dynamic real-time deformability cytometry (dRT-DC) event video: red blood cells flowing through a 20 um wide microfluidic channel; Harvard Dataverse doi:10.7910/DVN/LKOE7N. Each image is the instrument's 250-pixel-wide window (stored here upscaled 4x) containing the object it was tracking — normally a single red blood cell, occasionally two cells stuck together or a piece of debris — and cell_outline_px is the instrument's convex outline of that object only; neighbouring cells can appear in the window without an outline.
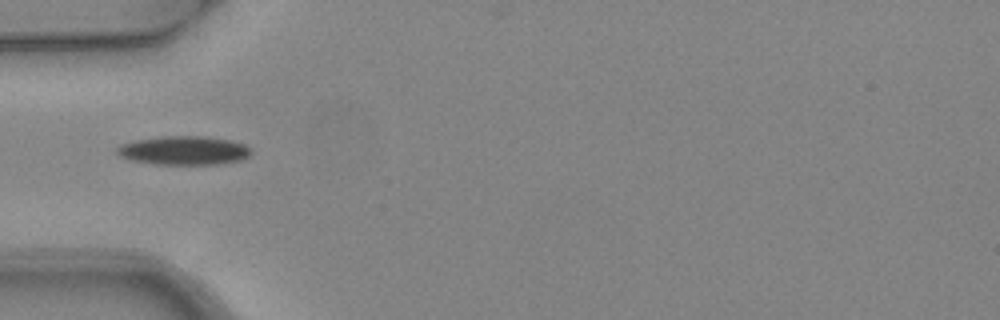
{"species": "common noctule bat (a hibernating species)", "species_latin": "Nyctalus noctula", "temperature_condition": "warm", "stored_images_in_passage": 4, "camera_frame_rate_fps": 3000, "um_per_image_px": 0.085, "animal": {"sex": "female", "body_mass_g": 24.6, "forearm_length_mm": 56.2}, "frame": {"image": 1, "passage_image": 3, "time_ms": 0.667, "image_size_px": [1000, 320], "cell_outline_px": [[252, 152], [248, 156], [240, 160], [216, 164], [156, 164], [132, 160], [120, 156], [116, 152], [116, 148], [120, 144], [136, 140], [160, 136], [204, 136], [232, 140], [244, 144]], "centroid_in_image_um": [15.61, 12.78], "position_along_channel_um": 69.4, "area_um2": 22.43}}
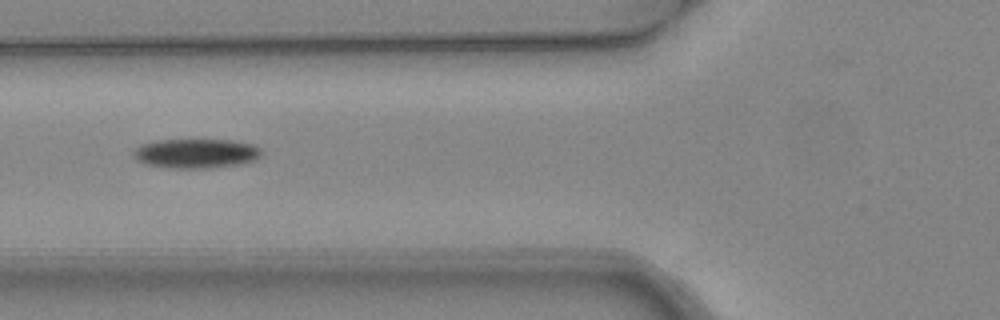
{"frame": {"image": 2, "passage_image": 4, "time_ms": 1.0, "image_size_px": [1000, 320], "cell_outline_px": [[260, 156], [256, 160], [240, 164], [212, 168], [176, 168], [144, 164], [136, 160], [132, 156], [132, 152], [140, 144], [156, 140], [232, 140], [252, 144], [260, 148]], "centroid_in_image_um": [16.63, 13.04], "position_along_channel_um": 109.2, "area_um2": 22.08}}